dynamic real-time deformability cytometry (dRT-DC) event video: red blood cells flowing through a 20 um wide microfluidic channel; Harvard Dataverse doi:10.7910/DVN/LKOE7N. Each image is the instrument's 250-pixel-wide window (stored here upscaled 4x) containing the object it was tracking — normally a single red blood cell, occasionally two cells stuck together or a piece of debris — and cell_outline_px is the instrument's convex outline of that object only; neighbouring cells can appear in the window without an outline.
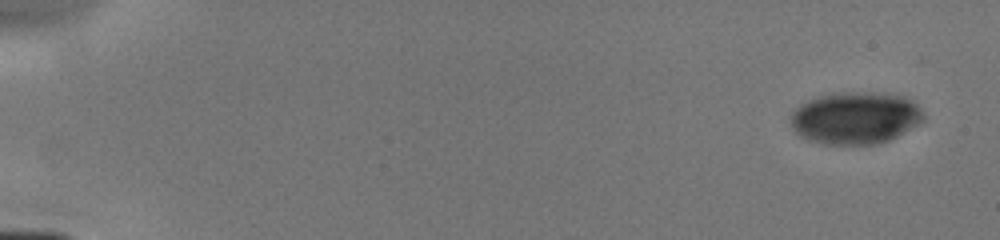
{"species": "human", "species_latin": "Homo sapiens", "temperature_condition": "cold", "stored_images_in_passage": 9, "camera_frame_rate_fps": 3000, "um_per_image_px": 0.085, "donor": {"sex": "male"}, "frame": {"image": 1, "passage_image": 1, "time_ms": 0.0, "image_size_px": [1000, 240], "cell_outline_px": [[924, 120], [896, 136], [880, 144], [824, 144], [800, 136], [792, 128], [792, 112], [796, 108], [808, 100], [820, 96], [844, 92], [872, 92], [904, 96], [912, 100], [924, 112]], "centroid_in_image_um": [72.73, 10.02], "position_along_channel_um": 12.3, "area_um2": 40.06}}
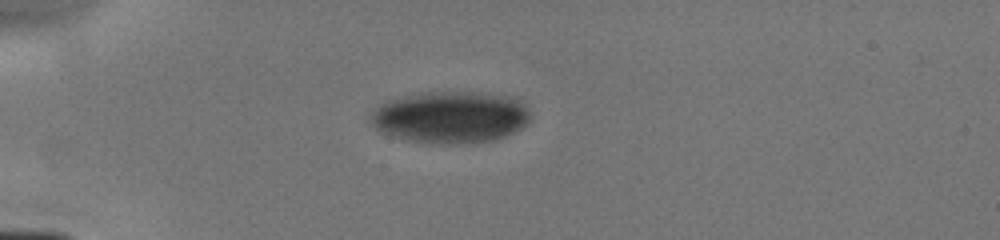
{"frame": {"image": 2, "passage_image": 6, "time_ms": 4.0, "image_size_px": [1000, 240], "cell_outline_px": [[532, 116], [528, 124], [504, 136], [492, 140], [468, 144], [428, 144], [392, 136], [380, 132], [372, 124], [368, 116], [384, 100], [420, 92], [476, 92], [516, 96], [524, 100], [528, 104]], "centroid_in_image_um": [38.33, 9.94], "position_along_channel_um": 46.7, "area_um2": 49.48}}
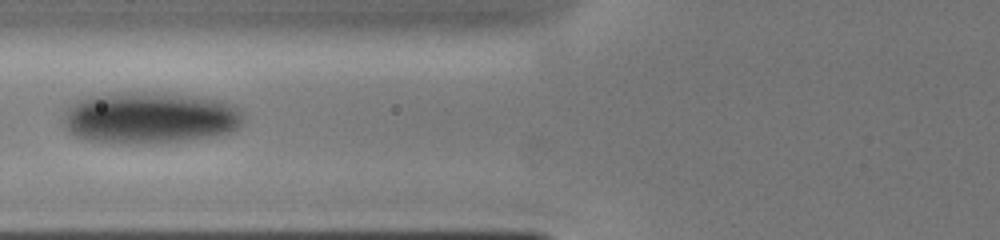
{"frame": {"image": 3, "passage_image": 9, "time_ms": 6.333, "image_size_px": [1000, 240], "cell_outline_px": [[244, 120], [232, 132], [212, 136], [184, 140], [152, 144], [128, 144], [88, 140], [76, 136], [68, 132], [64, 128], [64, 112], [72, 104], [88, 96], [108, 92], [152, 92], [196, 96], [220, 100], [232, 104], [240, 108], [244, 112]], "centroid_in_image_um": [12.74, 10.01], "position_along_channel_um": 113.1, "area_um2": 54.85}}